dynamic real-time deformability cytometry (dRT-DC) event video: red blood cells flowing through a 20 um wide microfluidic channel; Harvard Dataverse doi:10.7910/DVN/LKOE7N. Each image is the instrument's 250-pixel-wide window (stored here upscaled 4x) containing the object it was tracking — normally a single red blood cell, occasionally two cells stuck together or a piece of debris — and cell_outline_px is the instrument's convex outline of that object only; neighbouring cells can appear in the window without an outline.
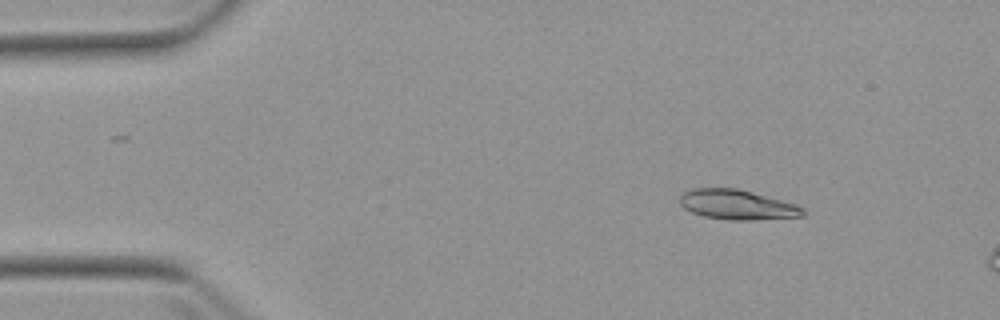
{"species": "Egyptian fruit bat (a non-hibernating species)", "species_latin": "Rousettus aegyptiacus", "temperature_condition": "warm", "stored_images_in_passage": 3, "camera_frame_rate_fps": 3000, "um_per_image_px": 0.085, "animal": {"sex": "female"}, "frame": {"image": 1, "passage_image": 1, "time_ms": 0.0, "image_size_px": [1000, 320], "cell_outline_px": [[804, 216], [752, 220], [728, 220], [704, 216], [692, 212], [684, 208], [680, 204], [680, 196], [684, 192], [692, 188], [736, 188], [752, 192], [796, 204], [804, 208]], "centroid_in_image_um": [62.65, 17.4], "position_along_channel_um": 22.3, "area_um2": 21.33}}